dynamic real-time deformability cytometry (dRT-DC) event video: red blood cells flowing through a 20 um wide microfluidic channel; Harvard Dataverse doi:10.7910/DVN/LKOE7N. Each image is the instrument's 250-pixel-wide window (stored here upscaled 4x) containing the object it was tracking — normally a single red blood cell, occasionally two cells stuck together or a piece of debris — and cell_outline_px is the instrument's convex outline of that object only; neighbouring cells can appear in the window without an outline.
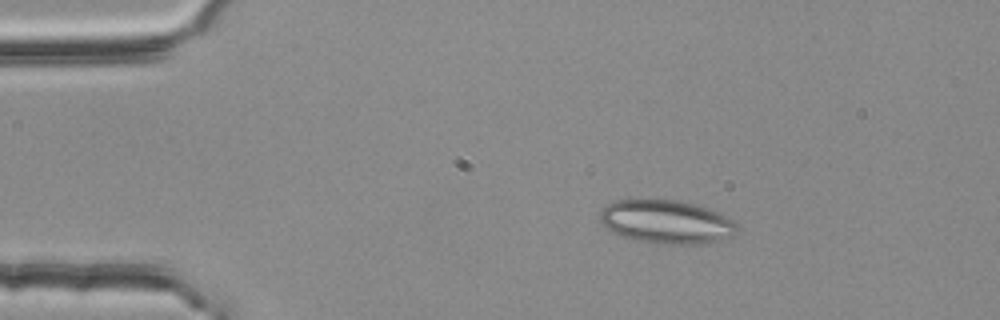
{"species": "common noctule bat (a hibernating species)", "species_latin": "Nyctalus noctula", "temperature_condition": "room temperature", "stored_images_in_passage": 3, "camera_frame_rate_fps": 3000, "um_per_image_px": 0.085, "animal": {"sex": "female", "body_mass_g": 25.1}, "frame": {"image": 1, "passage_image": 1, "time_ms": 0.0, "image_size_px": [1000, 320], "cell_outline_px": [[740, 228], [732, 236], [700, 244], [664, 244], [636, 240], [612, 232], [604, 228], [600, 220], [600, 212], [608, 204], [616, 200], [676, 200], [708, 208], [728, 216]], "centroid_in_image_um": [56.65, 18.86], "position_along_channel_um": 28.4, "area_um2": 34.56}}